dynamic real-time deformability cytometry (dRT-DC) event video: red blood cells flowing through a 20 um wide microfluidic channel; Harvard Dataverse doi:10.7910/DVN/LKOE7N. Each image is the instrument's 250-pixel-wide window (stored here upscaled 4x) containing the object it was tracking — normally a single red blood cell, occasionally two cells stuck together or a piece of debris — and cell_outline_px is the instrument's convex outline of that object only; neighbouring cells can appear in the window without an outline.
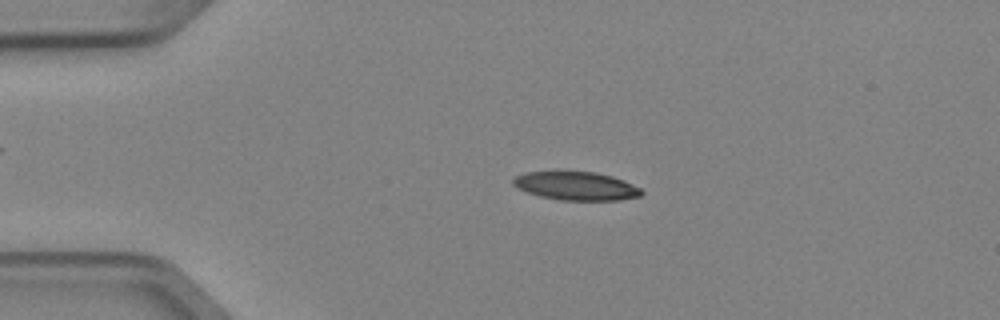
{"species": "Egyptian fruit bat (a non-hibernating species)", "species_latin": "Rousettus aegyptiacus", "temperature_condition": "cold", "stored_images_in_passage": 3, "camera_frame_rate_fps": 3000, "um_per_image_px": 0.085, "animal": {"sex": "female"}, "frame": {"image": 1, "passage_image": 2, "time_ms": 0.333, "image_size_px": [1000, 320], "cell_outline_px": [[644, 192], [640, 196], [620, 200], [560, 200], [540, 196], [528, 192], [512, 184], [512, 176], [524, 172], [596, 172], [612, 176], [624, 180], [640, 188]], "centroid_in_image_um": [48.97, 15.8], "position_along_channel_um": 36.0, "area_um2": 21.21}}